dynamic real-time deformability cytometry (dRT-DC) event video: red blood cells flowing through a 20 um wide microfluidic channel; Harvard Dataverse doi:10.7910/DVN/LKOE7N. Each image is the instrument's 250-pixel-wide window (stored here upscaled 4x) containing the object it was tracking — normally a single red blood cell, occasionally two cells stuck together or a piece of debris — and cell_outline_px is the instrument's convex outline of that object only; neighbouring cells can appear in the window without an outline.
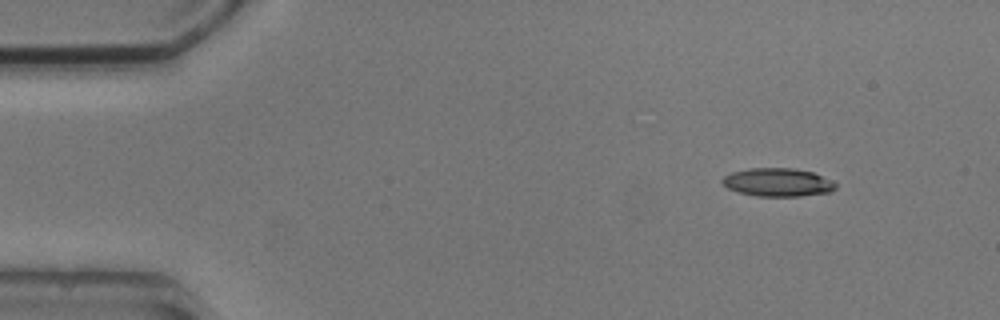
{"species": "common noctule bat (a hibernating species)", "species_latin": "Nyctalus noctula", "temperature_condition": "cold", "stored_images_in_passage": 3, "camera_frame_rate_fps": 3000, "um_per_image_px": 0.085, "animal": {"sex": "male", "body_mass_g": 20.5, "forearm_length_mm": 52.5}, "frame": {"image": 1, "passage_image": 1, "time_ms": 0.0, "image_size_px": [1000, 320], "cell_outline_px": [[836, 188], [832, 192], [800, 196], [756, 196], [740, 192], [728, 188], [720, 180], [724, 176], [732, 172], [748, 168], [796, 168], [812, 172], [832, 180], [836, 184]], "centroid_in_image_um": [66.13, 15.49], "position_along_channel_um": 18.9, "area_um2": 18.73}}